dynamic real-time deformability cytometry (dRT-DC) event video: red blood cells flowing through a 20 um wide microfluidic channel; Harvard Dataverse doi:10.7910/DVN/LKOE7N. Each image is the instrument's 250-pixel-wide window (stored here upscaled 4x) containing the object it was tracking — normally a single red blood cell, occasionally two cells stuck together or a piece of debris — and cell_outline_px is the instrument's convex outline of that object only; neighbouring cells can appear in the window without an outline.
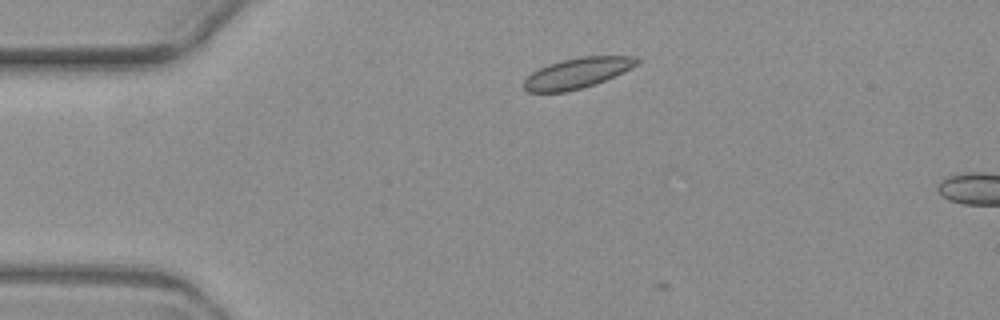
{"species": "common noctule bat (a hibernating species)", "species_latin": "Nyctalus noctula", "temperature_condition": "warm", "stored_images_in_passage": 4, "camera_frame_rate_fps": 3000, "um_per_image_px": 0.085, "animal": {"sex": "female", "body_mass_g": 19.3, "forearm_length_mm": 54.1}, "frame": {"image": 1, "passage_image": 1, "time_ms": 0.0, "image_size_px": [1000, 320], "cell_outline_px": [[640, 60], [636, 64], [596, 84], [564, 92], [528, 92], [524, 88], [524, 80], [532, 72], [548, 64], [560, 60], [580, 56], [636, 56]], "centroid_in_image_um": [49.01, 6.2], "position_along_channel_um": 36.0, "area_um2": 19.71}}